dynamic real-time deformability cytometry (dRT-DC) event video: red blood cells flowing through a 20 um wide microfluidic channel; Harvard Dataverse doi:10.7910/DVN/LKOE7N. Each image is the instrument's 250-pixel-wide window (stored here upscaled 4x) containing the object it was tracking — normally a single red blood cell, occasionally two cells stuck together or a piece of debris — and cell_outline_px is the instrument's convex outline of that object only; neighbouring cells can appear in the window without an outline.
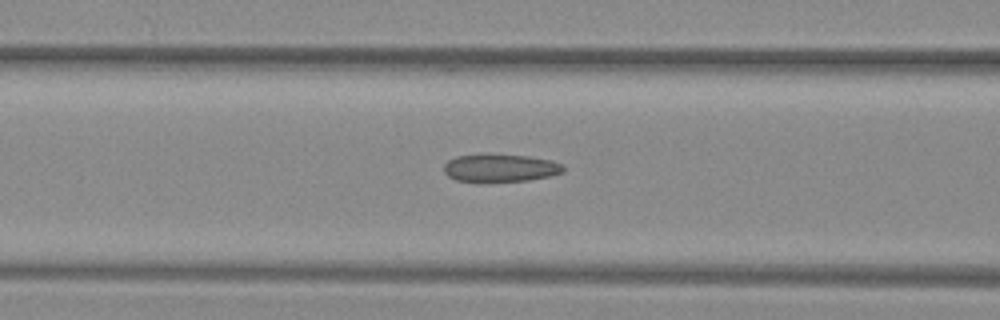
{"species": "common noctule bat (a hibernating species)", "species_latin": "Nyctalus noctula", "temperature_condition": "warm", "stored_images_in_passage": 31, "camera_frame_rate_fps": 3000, "um_per_image_px": 0.085, "animal": {"sex": "female", "body_mass_g": 29.2, "forearm_length_mm": 56.3}, "frame": {"image": 1, "passage_image": 19, "time_ms": 6.0, "image_size_px": [1000, 320], "cell_outline_px": [[564, 172], [548, 176], [528, 180], [480, 184], [456, 180], [448, 176], [444, 172], [444, 164], [448, 160], [456, 156], [528, 156], [552, 160], [560, 164], [564, 168]], "centroid_in_image_um": [42.49, 14.34], "position_along_channel_um": 124.1, "area_um2": 19.31}}
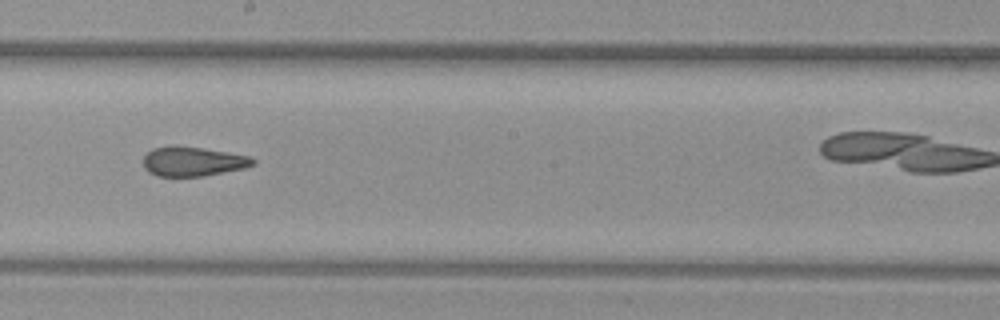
{"frame": {"image": 2, "passage_image": 27, "time_ms": 8.667, "image_size_px": [1000, 320], "cell_outline_px": [[256, 164], [244, 168], [204, 176], [156, 176], [148, 172], [144, 168], [144, 156], [152, 148], [204, 148], [252, 156], [256, 160]], "centroid_in_image_um": [16.46, 13.75], "position_along_channel_um": 231.7, "area_um2": 18.44}}
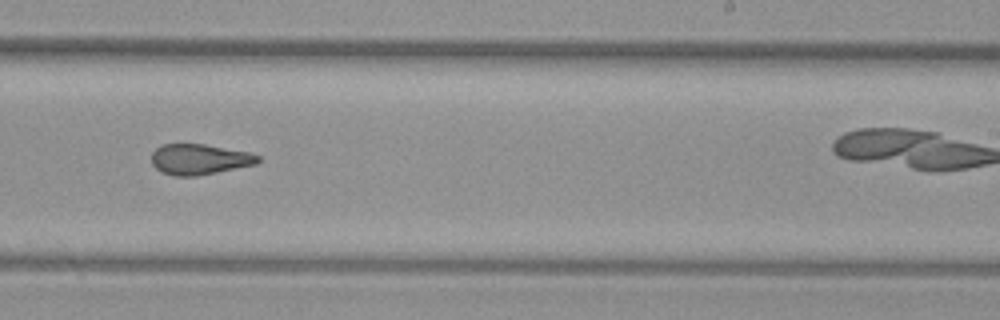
{"frame": {"image": 3, "passage_image": 30, "time_ms": 9.667, "image_size_px": [1000, 320], "cell_outline_px": [[260, 160], [256, 164], [196, 176], [176, 176], [160, 172], [152, 164], [152, 152], [160, 144], [204, 144], [252, 152], [260, 156]], "centroid_in_image_um": [16.95, 13.53], "position_along_channel_um": 272.0, "area_um2": 19.07}}